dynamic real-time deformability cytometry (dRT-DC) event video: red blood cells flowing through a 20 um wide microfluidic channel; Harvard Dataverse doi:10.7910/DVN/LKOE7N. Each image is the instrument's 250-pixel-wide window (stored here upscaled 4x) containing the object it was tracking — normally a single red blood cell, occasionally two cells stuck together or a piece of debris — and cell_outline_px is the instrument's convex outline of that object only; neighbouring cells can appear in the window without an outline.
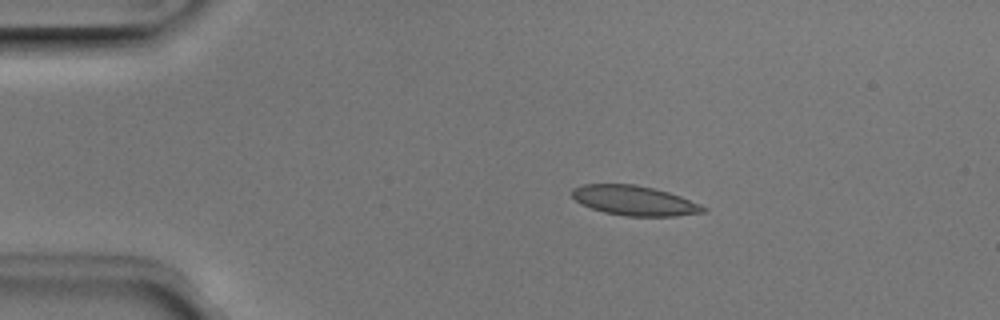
{"species": "Egyptian fruit bat (a non-hibernating species)", "species_latin": "Rousettus aegyptiacus", "temperature_condition": "room temperature", "stored_images_in_passage": 5, "camera_frame_rate_fps": 3000, "um_per_image_px": 0.085, "animal": {"sex": "male"}, "frame": {"image": 1, "passage_image": 2, "time_ms": 0.333, "image_size_px": [1000, 320], "cell_outline_px": [[708, 208], [704, 212], [676, 216], [624, 216], [604, 212], [580, 204], [572, 196], [572, 188], [584, 184], [636, 184], [668, 192], [680, 196], [700, 204]], "centroid_in_image_um": [53.91, 17.05], "position_along_channel_um": 31.1, "area_um2": 22.72}}
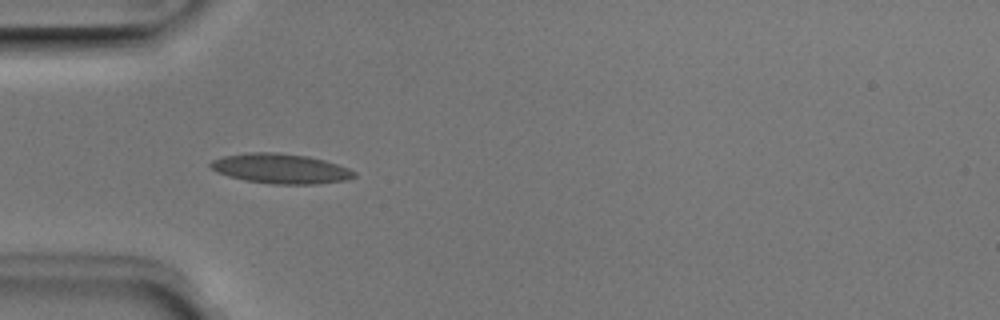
{"frame": {"image": 2, "passage_image": 3, "time_ms": 0.667, "image_size_px": [1000, 320], "cell_outline_px": [[356, 176], [348, 180], [316, 184], [272, 184], [244, 180], [228, 176], [216, 172], [208, 164], [212, 160], [224, 156], [248, 152], [276, 152], [308, 156], [324, 160], [348, 168], [356, 172]], "centroid_in_image_um": [23.85, 14.33], "position_along_channel_um": 61.2, "area_um2": 25.09}}
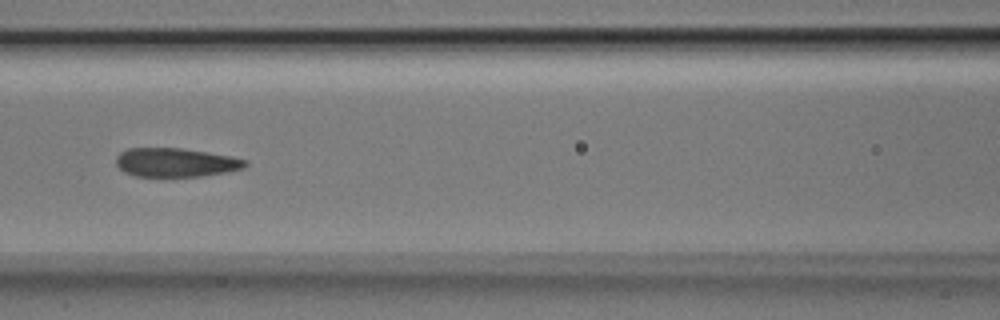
{"frame": {"image": 3, "passage_image": 5, "time_ms": 1.333, "image_size_px": [1000, 320], "cell_outline_px": [[248, 164], [244, 168], [228, 172], [200, 176], [136, 176], [124, 172], [116, 164], [116, 156], [120, 152], [128, 148], [180, 148], [232, 156], [248, 160]], "centroid_in_image_um": [14.95, 13.8], "position_along_channel_um": 151.6, "area_um2": 21.73}}